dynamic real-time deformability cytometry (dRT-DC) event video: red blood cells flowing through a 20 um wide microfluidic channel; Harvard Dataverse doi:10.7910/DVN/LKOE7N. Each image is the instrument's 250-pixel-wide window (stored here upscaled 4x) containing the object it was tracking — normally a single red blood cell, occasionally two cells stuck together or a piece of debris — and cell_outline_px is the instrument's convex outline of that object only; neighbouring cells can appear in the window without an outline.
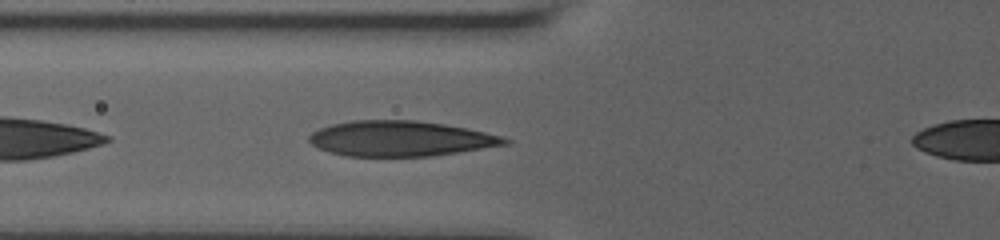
{"species": "human", "species_latin": "Homo sapiens", "temperature_condition": "room temperature", "stored_images_in_passage": 34, "camera_frame_rate_fps": 3000, "um_per_image_px": 0.085, "donor": {"sex": "male"}, "frame": {"image": 1, "passage_image": 4, "time_ms": 1.0, "image_size_px": [1000, 240], "cell_outline_px": [[512, 140], [508, 144], [432, 156], [344, 156], [328, 152], [316, 148], [308, 140], [308, 136], [312, 132], [320, 128], [332, 124], [352, 120], [416, 120], [444, 124], [468, 128], [504, 136]], "centroid_in_image_um": [34.03, 11.78], "position_along_channel_um": 91.8, "area_um2": 40.52}}
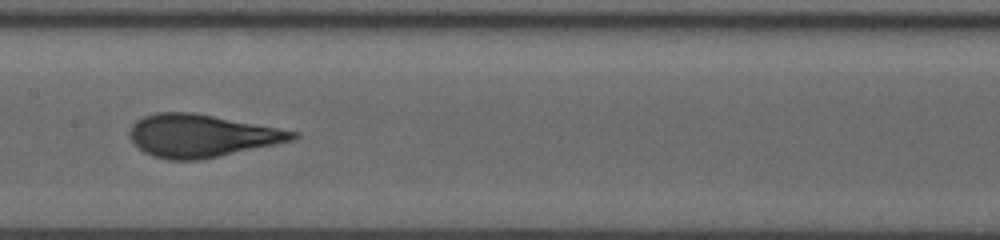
{"frame": {"image": 2, "passage_image": 12, "time_ms": 3.667, "image_size_px": [1000, 240], "cell_outline_px": [[300, 136], [296, 140], [200, 160], [168, 160], [152, 156], [144, 152], [128, 136], [128, 132], [132, 124], [136, 120], [144, 116], [156, 112], [192, 112], [300, 132]], "centroid_in_image_um": [17.13, 11.54], "position_along_channel_um": 190.3, "area_um2": 40.58}}
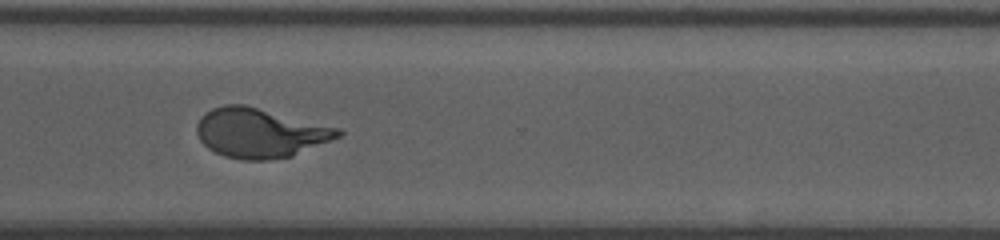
{"frame": {"image": 3, "passage_image": 25, "time_ms": 8.0, "image_size_px": [1000, 240], "cell_outline_px": [[344, 132], [340, 136], [332, 140], [292, 156], [268, 160], [244, 160], [224, 156], [208, 148], [200, 140], [196, 132], [196, 124], [200, 116], [204, 112], [212, 108], [224, 104], [244, 104], [340, 128]], "centroid_in_image_um": [22.08, 11.29], "position_along_channel_um": 348.5, "area_um2": 40.86}}